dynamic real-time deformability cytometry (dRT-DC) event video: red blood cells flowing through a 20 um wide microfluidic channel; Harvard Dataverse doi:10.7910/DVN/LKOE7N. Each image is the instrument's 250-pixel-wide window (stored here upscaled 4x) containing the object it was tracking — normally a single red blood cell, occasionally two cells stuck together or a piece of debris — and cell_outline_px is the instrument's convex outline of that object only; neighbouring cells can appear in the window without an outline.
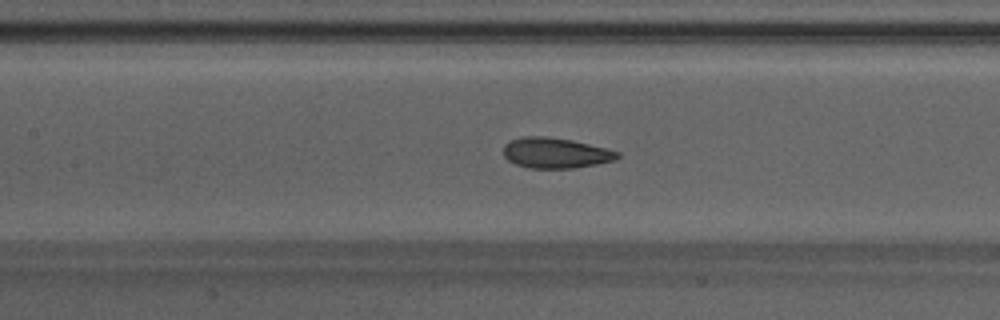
{"species": "Egyptian fruit bat (a non-hibernating species)", "species_latin": "Rousettus aegyptiacus", "temperature_condition": "warm", "stored_images_in_passage": 49, "camera_frame_rate_fps": 3000, "um_per_image_px": 0.085, "animal": {"sex": "male"}, "frame": {"image": 1, "passage_image": 23, "time_ms": 7.333, "image_size_px": [1000, 320], "cell_outline_px": [[620, 156], [616, 160], [596, 164], [572, 168], [528, 168], [516, 164], [508, 160], [504, 156], [504, 144], [512, 140], [524, 136], [544, 136], [572, 140], [620, 152]], "centroid_in_image_um": [47.22, 13.0], "position_along_channel_um": 160.2, "area_um2": 20.11}}
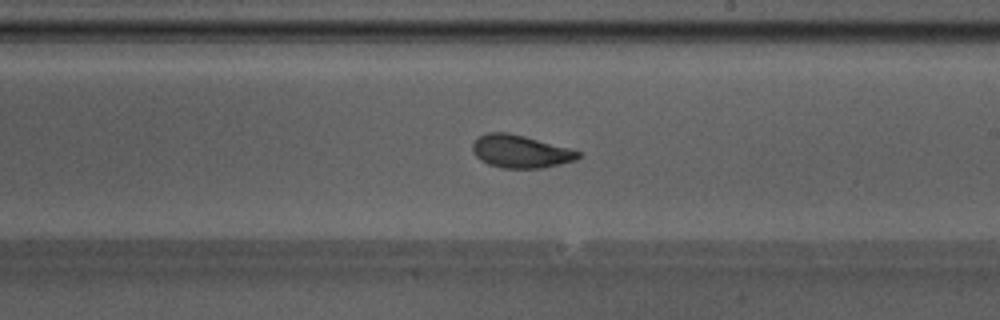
{"frame": {"image": 2, "passage_image": 29, "time_ms": 9.333, "image_size_px": [1000, 320], "cell_outline_px": [[580, 156], [576, 160], [560, 164], [540, 168], [504, 168], [488, 164], [480, 160], [476, 156], [472, 148], [472, 144], [480, 136], [488, 132], [508, 132], [524, 136], [568, 148], [580, 152]], "centroid_in_image_um": [44.22, 12.87], "position_along_channel_um": 244.8, "area_um2": 19.94}}
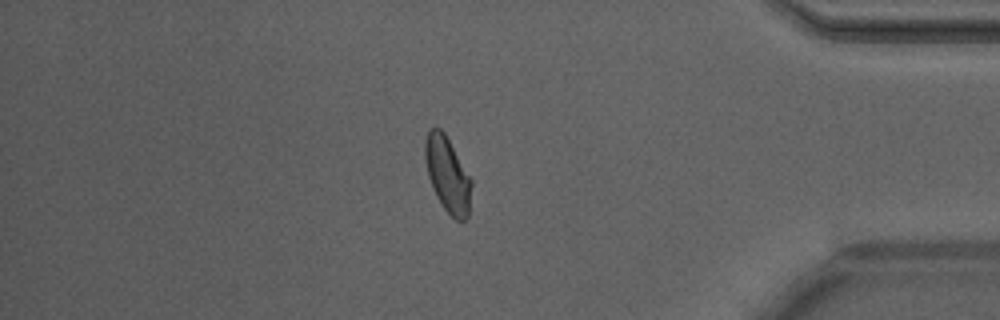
{"frame": {"image": 3, "passage_image": 42, "time_ms": 13.667, "image_size_px": [1000, 320], "cell_outline_px": [[472, 184], [468, 216], [464, 220], [456, 220], [440, 204], [432, 188], [428, 176], [424, 160], [424, 140], [428, 132], [432, 128], [440, 128], [444, 132], [472, 180]], "centroid_in_image_um": [38.02, 14.84], "position_along_channel_um": 397.2, "area_um2": 20.35}, "authors_computed_cell_mechanics": {"area_um2": 20.4034, "velocity_mm_per_s": 4.2348, "shape_relaxation_time_tau1_ms": 3.6227, "shape_relaxation_time_tau2_ms": 0.7598, "deformation_change_tau1": 0.1296, "deformation_change_tau2": 0.0669}}